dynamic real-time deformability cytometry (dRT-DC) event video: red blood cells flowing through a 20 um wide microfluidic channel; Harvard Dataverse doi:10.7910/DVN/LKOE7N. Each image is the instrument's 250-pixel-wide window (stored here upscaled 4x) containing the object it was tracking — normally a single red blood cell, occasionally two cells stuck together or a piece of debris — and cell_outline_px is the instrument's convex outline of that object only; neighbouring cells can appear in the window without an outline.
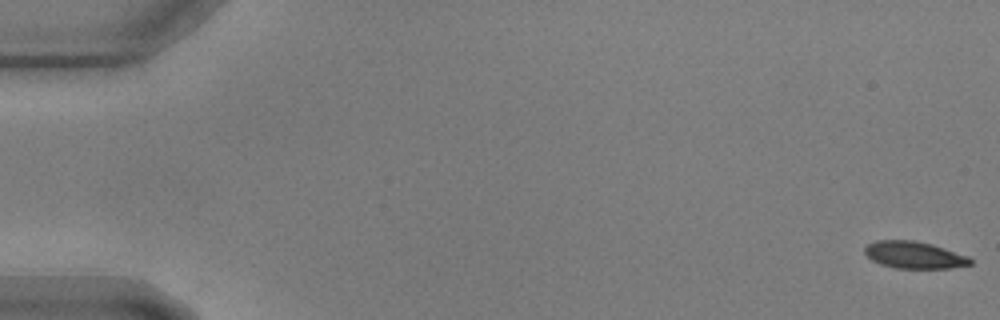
{"species": "common noctule bat (a hibernating species)", "species_latin": "Nyctalus noctula", "temperature_condition": "warm", "stored_images_in_passage": 9, "camera_frame_rate_fps": 3000, "um_per_image_px": 0.085, "animal": {"sex": "male", "body_mass_g": 17.9, "forearm_length_mm": 54.2}, "frame": {"image": 1, "passage_image": 1, "time_ms": 0.0, "image_size_px": [1000, 320], "cell_outline_px": [[972, 264], [952, 268], [896, 268], [880, 264], [872, 260], [864, 252], [864, 248], [868, 244], [876, 240], [916, 240], [932, 244], [968, 256], [972, 260]], "centroid_in_image_um": [77.71, 21.67], "position_along_channel_um": 7.3, "area_um2": 16.65}}